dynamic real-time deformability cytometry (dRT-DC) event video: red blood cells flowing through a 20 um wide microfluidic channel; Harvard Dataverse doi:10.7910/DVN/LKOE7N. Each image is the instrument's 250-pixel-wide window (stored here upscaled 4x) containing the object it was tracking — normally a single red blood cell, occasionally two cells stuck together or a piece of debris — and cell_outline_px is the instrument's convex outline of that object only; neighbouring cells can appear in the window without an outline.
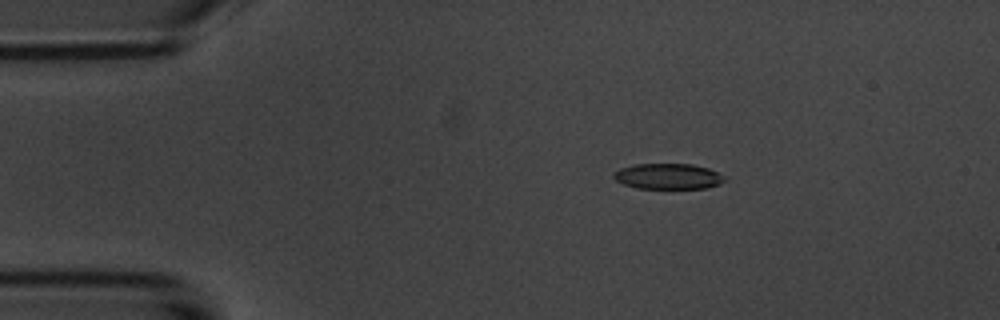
{"species": "common noctule bat (a hibernating species)", "species_latin": "Nyctalus noctula", "temperature_condition": "room temperature", "stored_images_in_passage": 5, "camera_frame_rate_fps": 3000, "um_per_image_px": 0.085, "animal": {"sex": "male", "body_mass_g": 20.1, "forearm_length_mm": 53.5}, "frame": {"image": 1, "passage_image": 2, "time_ms": 1.0, "image_size_px": [1000, 320], "cell_outline_px": [[724, 180], [720, 184], [708, 188], [636, 188], [624, 184], [616, 180], [612, 176], [612, 172], [620, 168], [632, 164], [692, 164], [708, 168], [724, 176]], "centroid_in_image_um": [56.75, 14.98], "position_along_channel_um": 28.3, "area_um2": 16.59}}
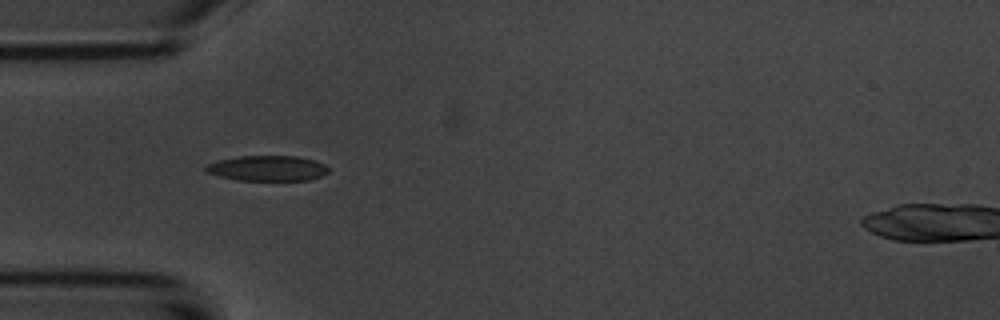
{"frame": {"image": 2, "passage_image": 4, "time_ms": 3.333, "image_size_px": [1000, 320], "cell_outline_px": [[328, 172], [324, 176], [308, 180], [236, 180], [220, 176], [208, 172], [204, 168], [208, 164], [220, 160], [240, 156], [300, 156], [316, 160], [324, 164], [328, 168]], "centroid_in_image_um": [22.8, 14.3], "position_along_channel_um": 62.2, "area_um2": 18.09}}